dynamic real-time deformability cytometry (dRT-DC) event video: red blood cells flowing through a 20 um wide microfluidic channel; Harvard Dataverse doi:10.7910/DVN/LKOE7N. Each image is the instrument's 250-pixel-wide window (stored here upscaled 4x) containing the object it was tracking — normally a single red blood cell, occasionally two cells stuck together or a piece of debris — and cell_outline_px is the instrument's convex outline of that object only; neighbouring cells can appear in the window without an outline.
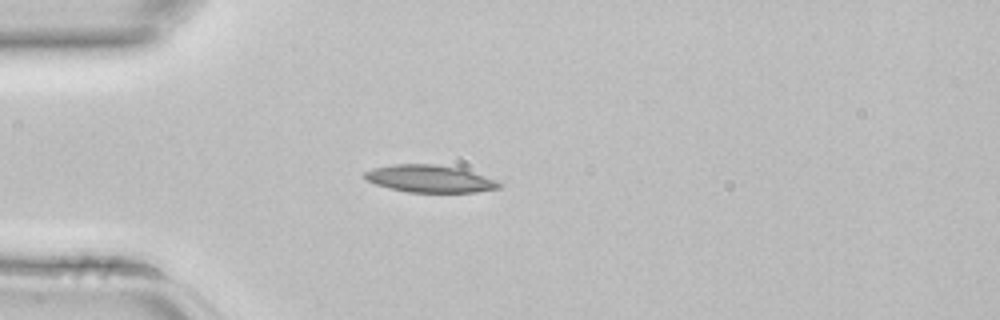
{"species": "common noctule bat (a hibernating species)", "species_latin": "Nyctalus noctula", "temperature_condition": "room temperature", "stored_images_in_passage": 3, "camera_frame_rate_fps": 3000, "um_per_image_px": 0.085, "animal": {"sex": "female", "body_mass_g": 22.7, "forearm_length_mm": 54.2}, "frame": {"image": 1, "passage_image": 3, "time_ms": 0.667, "image_size_px": [1000, 320], "cell_outline_px": [[500, 188], [476, 192], [408, 192], [376, 184], [368, 180], [364, 176], [364, 172], [372, 168], [392, 164], [436, 164], [460, 168], [496, 180], [500, 184]], "centroid_in_image_um": [36.52, 15.18], "position_along_channel_um": 48.5, "area_um2": 21.15}}